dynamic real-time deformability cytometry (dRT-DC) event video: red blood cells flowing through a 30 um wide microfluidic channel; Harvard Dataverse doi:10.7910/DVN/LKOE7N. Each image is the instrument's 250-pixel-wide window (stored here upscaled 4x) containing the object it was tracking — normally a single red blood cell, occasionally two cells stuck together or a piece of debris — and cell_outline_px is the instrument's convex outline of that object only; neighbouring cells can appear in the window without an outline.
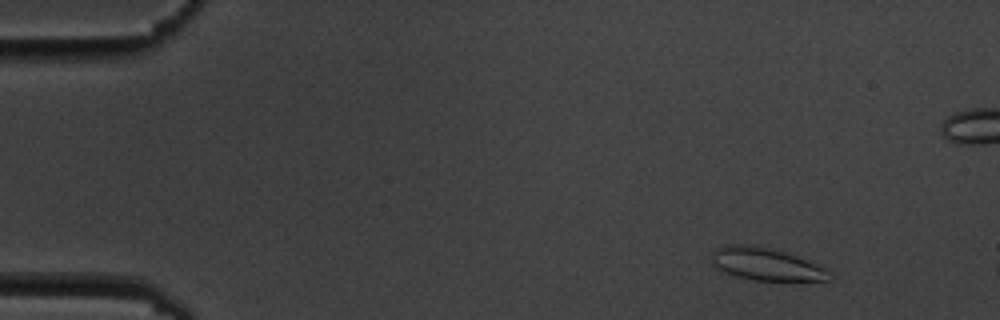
{"species": "common noctule bat (a hibernating species)", "species_latin": "Nyctalus noctula", "temperature_condition": "cold", "stored_images_in_passage": 5, "camera_frame_rate_fps": 3000, "um_per_image_px": 0.085, "animal": {"sex": "male", "body_mass_g": 19.5, "forearm_length_mm": 54.6}, "frame": {"image": 1, "passage_image": 2, "time_ms": 1.333, "image_size_px": [1000, 320], "cell_outline_px": [[828, 280], [752, 280], [720, 272], [712, 264], [712, 252], [716, 248], [724, 244], [752, 244], [784, 252], [796, 256], [816, 264], [824, 268]], "centroid_in_image_um": [64.95, 22.43], "position_along_channel_um": 20.0, "area_um2": 22.02}}